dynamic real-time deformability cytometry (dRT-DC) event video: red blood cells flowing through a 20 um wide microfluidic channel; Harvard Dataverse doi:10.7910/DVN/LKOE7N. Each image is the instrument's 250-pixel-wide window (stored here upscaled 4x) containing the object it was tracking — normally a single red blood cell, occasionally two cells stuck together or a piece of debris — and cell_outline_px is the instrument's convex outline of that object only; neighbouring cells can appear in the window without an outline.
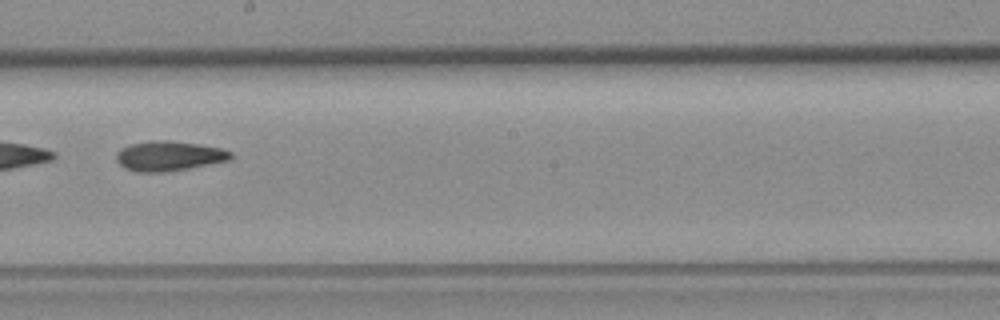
{"species": "common noctule bat (a hibernating species)", "species_latin": "Nyctalus noctula", "temperature_condition": "room temperature", "stored_images_in_passage": 22, "camera_frame_rate_fps": 3000, "um_per_image_px": 0.085, "animal": {"sex": "female", "body_mass_g": 19.3, "forearm_length_mm": 54.1}, "frame": {"image": 1, "passage_image": 19, "time_ms": 6.0, "image_size_px": [1000, 320], "cell_outline_px": [[232, 156], [228, 160], [188, 168], [164, 172], [136, 172], [124, 168], [116, 160], [116, 152], [120, 148], [132, 144], [148, 140], [168, 140], [224, 148], [232, 152]], "centroid_in_image_um": [14.32, 13.25], "position_along_channel_um": 233.9, "area_um2": 19.88}}